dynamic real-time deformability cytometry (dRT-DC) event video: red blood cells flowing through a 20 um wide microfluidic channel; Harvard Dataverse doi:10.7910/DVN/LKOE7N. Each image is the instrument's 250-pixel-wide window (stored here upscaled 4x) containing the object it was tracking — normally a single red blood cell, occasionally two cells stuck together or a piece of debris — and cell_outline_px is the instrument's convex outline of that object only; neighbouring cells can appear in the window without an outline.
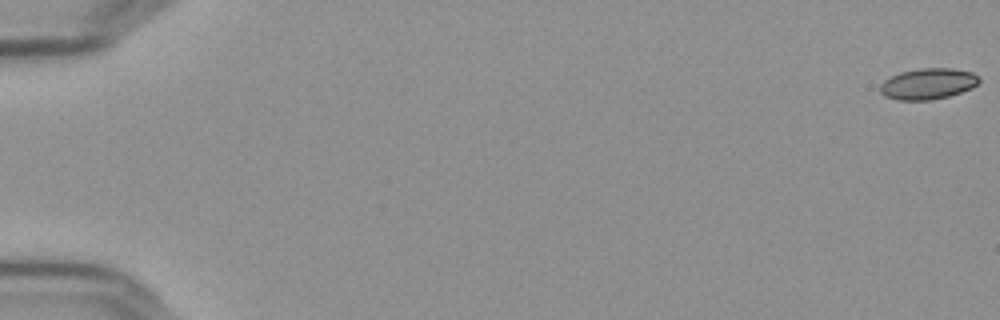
{"species": "Egyptian fruit bat (a non-hibernating species)", "species_latin": "Rousettus aegyptiacus", "temperature_condition": "cold", "stored_images_in_passage": 57, "camera_frame_rate_fps": 3000, "um_per_image_px": 0.085, "frame": {"image": 1, "passage_image": 1, "time_ms": 0.0, "image_size_px": [1000, 320], "cell_outline_px": [[980, 80], [972, 88], [948, 96], [932, 100], [896, 100], [884, 96], [880, 92], [880, 84], [884, 80], [900, 72], [920, 68], [952, 68], [972, 72], [980, 76]], "centroid_in_image_um": [78.87, 7.12], "position_along_channel_um": 6.1, "area_um2": 17.98}}
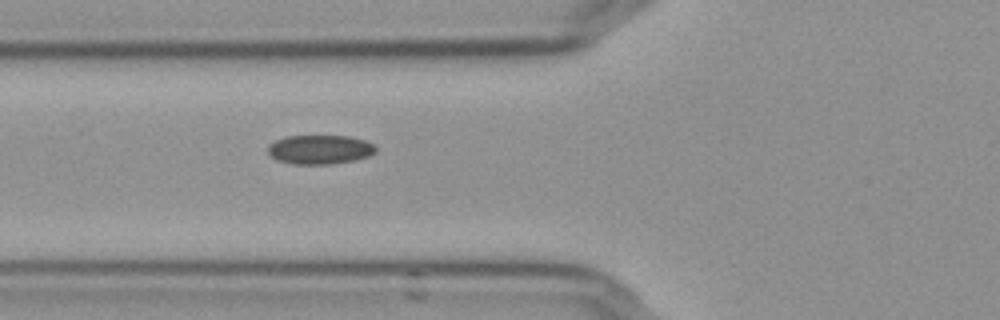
{"frame": {"image": 2, "passage_image": 23, "time_ms": 7.333, "image_size_px": [1000, 320], "cell_outline_px": [[376, 152], [368, 156], [352, 160], [332, 164], [292, 164], [276, 160], [268, 152], [268, 144], [284, 136], [348, 136], [364, 140], [376, 144]], "centroid_in_image_um": [27.18, 12.7], "position_along_channel_um": 98.6, "area_um2": 18.38}}
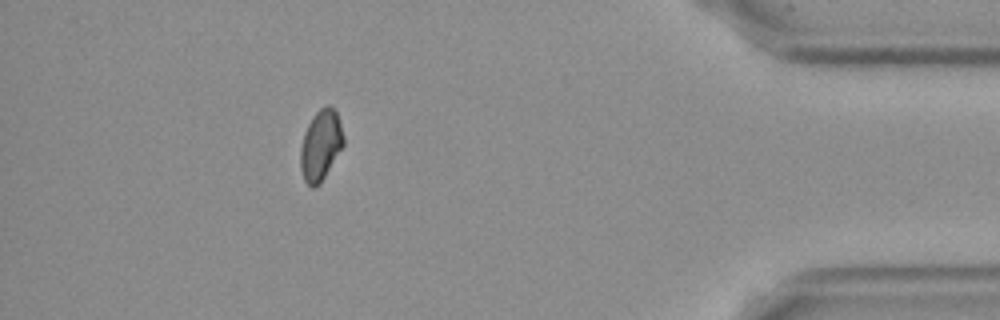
{"frame": {"image": 3, "passage_image": 52, "time_ms": 17.0, "image_size_px": [1000, 320], "cell_outline_px": [[344, 144], [320, 184], [312, 188], [304, 180], [300, 168], [300, 148], [304, 132], [312, 116], [320, 108], [328, 104], [336, 108], [344, 136]], "centroid_in_image_um": [27.26, 12.31], "position_along_channel_um": 407.9, "area_um2": 17.86}}